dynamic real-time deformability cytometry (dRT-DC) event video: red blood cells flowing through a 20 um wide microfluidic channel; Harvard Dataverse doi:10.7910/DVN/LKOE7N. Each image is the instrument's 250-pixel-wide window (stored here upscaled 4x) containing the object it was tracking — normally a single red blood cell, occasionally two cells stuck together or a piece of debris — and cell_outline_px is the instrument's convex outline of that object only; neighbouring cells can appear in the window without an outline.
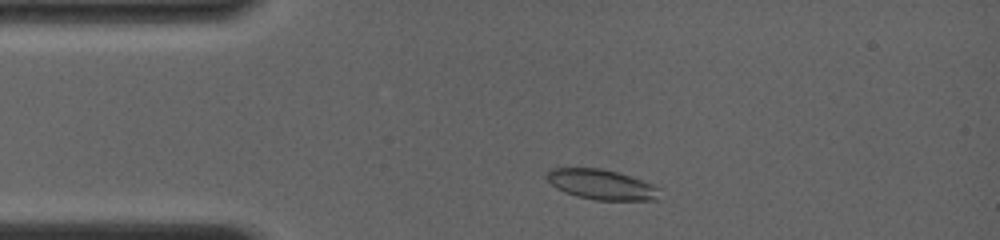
{"species": "common noctule bat (a hibernating species)", "species_latin": "Nyctalus noctula", "temperature_condition": "room temperature", "stored_images_in_passage": 5, "camera_frame_rate_fps": 4000, "um_per_image_px": 0.085, "animal": {"sex": "female", "body_mass_g": 19.0, "forearm_length_mm": 56.7}, "frame": {"image": 1, "passage_image": 3, "time_ms": 0.75, "image_size_px": [1000, 240], "cell_outline_px": [[660, 200], [596, 200], [576, 196], [564, 192], [556, 188], [544, 176], [544, 172], [552, 168], [600, 168], [616, 172], [652, 184], [660, 188]], "centroid_in_image_um": [51.1, 15.69], "position_along_channel_um": 33.9, "area_um2": 19.88}}